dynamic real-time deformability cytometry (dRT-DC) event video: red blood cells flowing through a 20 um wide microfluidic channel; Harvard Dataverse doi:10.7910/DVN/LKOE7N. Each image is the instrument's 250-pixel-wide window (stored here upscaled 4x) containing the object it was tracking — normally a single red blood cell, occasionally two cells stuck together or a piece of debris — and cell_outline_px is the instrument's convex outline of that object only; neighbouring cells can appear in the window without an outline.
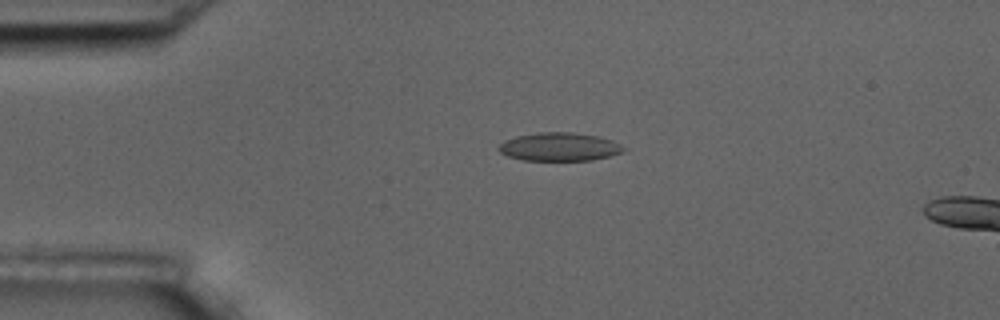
{"species": "common noctule bat (a hibernating species)", "species_latin": "Nyctalus noctula", "temperature_condition": "room temperature", "stored_images_in_passage": 6, "camera_frame_rate_fps": 3000, "um_per_image_px": 0.085, "animal": {"sex": "male", "body_mass_g": 17.5, "forearm_length_mm": 52.3}, "frame": {"image": 1, "passage_image": 4, "time_ms": 3.667, "image_size_px": [1000, 320], "cell_outline_px": [[628, 148], [624, 152], [592, 160], [524, 160], [508, 156], [500, 152], [496, 148], [504, 140], [516, 136], [536, 132], [572, 132], [596, 136], [612, 140]], "centroid_in_image_um": [47.55, 12.47], "position_along_channel_um": 37.5, "area_um2": 20.69}}